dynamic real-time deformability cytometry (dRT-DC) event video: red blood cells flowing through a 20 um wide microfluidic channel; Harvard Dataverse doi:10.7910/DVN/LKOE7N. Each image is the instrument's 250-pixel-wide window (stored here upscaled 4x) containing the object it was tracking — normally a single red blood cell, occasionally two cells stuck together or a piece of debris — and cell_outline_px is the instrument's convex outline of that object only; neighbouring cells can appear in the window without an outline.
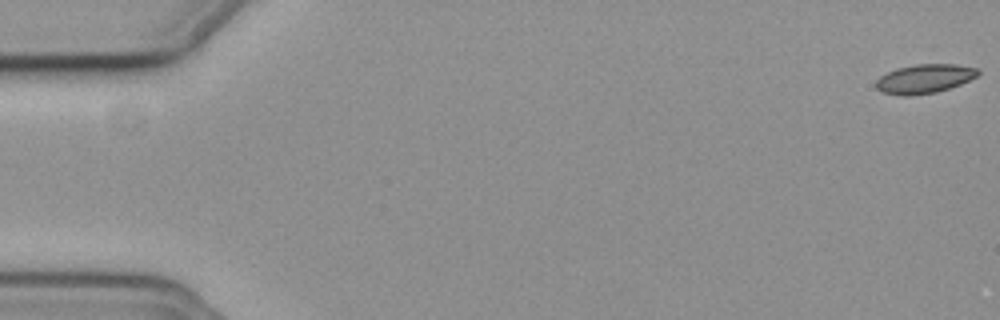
{"species": "common noctule bat (a hibernating species)", "species_latin": "Nyctalus noctula", "temperature_condition": "cold", "stored_images_in_passage": 17, "camera_frame_rate_fps": 3000, "um_per_image_px": 0.085, "animal": {"sex": "female", "body_mass_g": 19.3, "forearm_length_mm": 54.1}, "frame": {"image": 1, "passage_image": 1, "time_ms": 0.0, "image_size_px": [1000, 320], "cell_outline_px": [[980, 72], [976, 76], [960, 84], [936, 92], [912, 96], [900, 96], [884, 92], [876, 88], [876, 80], [880, 76], [896, 68], [916, 64], [956, 64], [980, 68]], "centroid_in_image_um": [78.58, 6.69], "position_along_channel_um": 6.4, "area_um2": 17.28}}
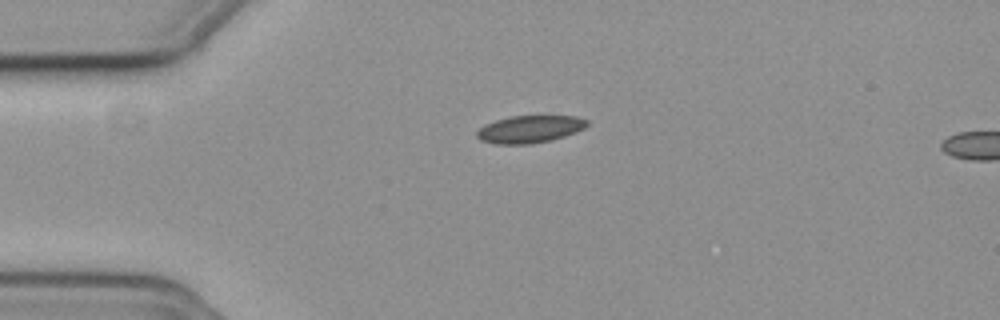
{"frame": {"image": 2, "passage_image": 14, "time_ms": 4.333, "image_size_px": [1000, 320], "cell_outline_px": [[588, 124], [584, 128], [576, 132], [564, 136], [548, 140], [528, 144], [496, 144], [480, 140], [476, 136], [476, 132], [480, 128], [496, 120], [508, 116], [576, 116], [588, 120]], "centroid_in_image_um": [45.03, 10.97], "position_along_channel_um": 40.0, "area_um2": 17.4}}